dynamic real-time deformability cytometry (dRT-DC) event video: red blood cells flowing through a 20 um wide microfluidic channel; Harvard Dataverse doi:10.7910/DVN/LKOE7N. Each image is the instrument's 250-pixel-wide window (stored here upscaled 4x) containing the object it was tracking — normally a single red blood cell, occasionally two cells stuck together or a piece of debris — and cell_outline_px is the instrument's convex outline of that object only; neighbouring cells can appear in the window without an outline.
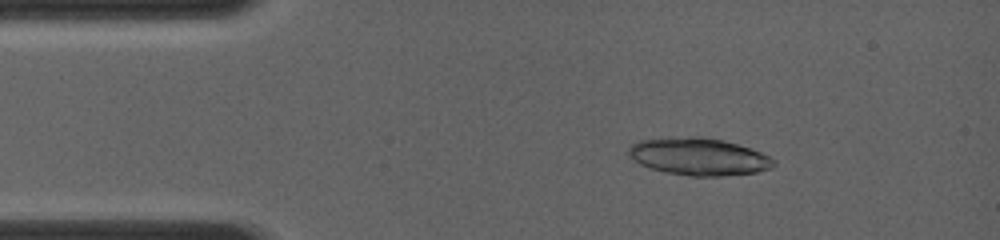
{"species": "common noctule bat (a hibernating species)", "species_latin": "Nyctalus noctula", "temperature_condition": "room temperature", "stored_images_in_passage": 2, "camera_frame_rate_fps": 4000, "um_per_image_px": 0.085, "animal": {"sex": "female", "body_mass_g": 19.0, "forearm_length_mm": 56.7}, "frame": {"image": 1, "passage_image": 2, "time_ms": 1.0, "image_size_px": [1000, 240], "cell_outline_px": [[776, 164], [772, 168], [756, 172], [724, 176], [688, 176], [668, 172], [652, 168], [640, 164], [628, 156], [628, 148], [632, 144], [640, 140], [688, 136], [700, 136], [724, 140], [760, 152], [776, 160]], "centroid_in_image_um": [59.4, 13.31], "position_along_channel_um": 25.6, "area_um2": 31.5}}